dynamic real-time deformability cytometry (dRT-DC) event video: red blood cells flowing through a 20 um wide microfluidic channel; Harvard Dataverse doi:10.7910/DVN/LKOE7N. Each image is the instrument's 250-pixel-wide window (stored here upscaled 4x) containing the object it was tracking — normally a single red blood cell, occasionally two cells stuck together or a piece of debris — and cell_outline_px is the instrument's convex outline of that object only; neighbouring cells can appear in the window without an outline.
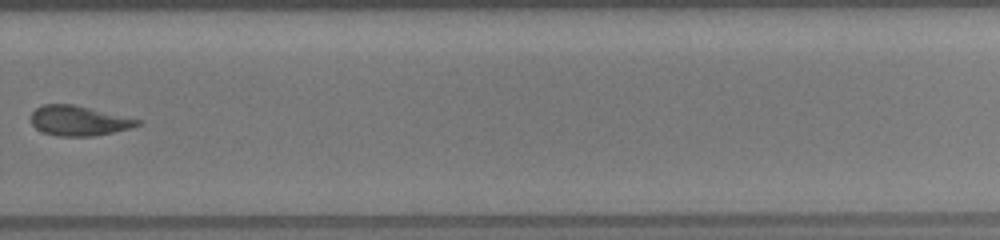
{"species": "common noctule bat (a hibernating species)", "species_latin": "Nyctalus noctula", "temperature_condition": "room temperature", "stored_images_in_passage": 27, "camera_frame_rate_fps": 3000, "um_per_image_px": 0.085, "animal": {"sex": "female", "body_mass_g": 19.5, "forearm_length_mm": 54.1}, "frame": {"image": 1, "passage_image": 16, "time_ms": 7.0, "image_size_px": [1000, 240], "cell_outline_px": [[144, 124], [112, 132], [92, 136], [56, 136], [44, 132], [36, 128], [32, 124], [32, 112], [36, 108], [44, 104], [72, 104], [144, 120]], "centroid_in_image_um": [6.73, 10.26], "position_along_channel_um": 323.1, "area_um2": 18.5}}
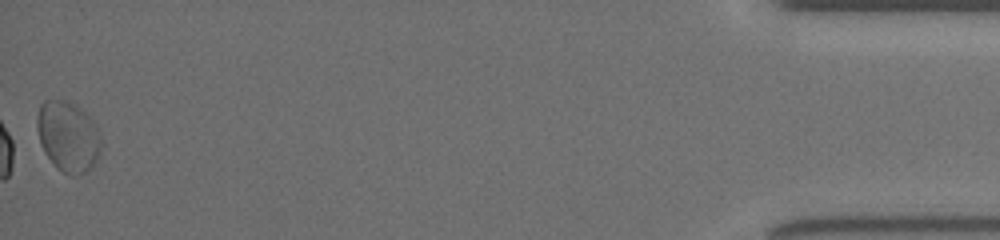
{"frame": {"image": 2, "passage_image": 26, "time_ms": 11.667, "image_size_px": [1000, 240], "cell_outline_px": [[104, 144], [96, 160], [84, 172], [76, 176], [72, 176], [56, 168], [44, 152], [40, 144], [36, 128], [36, 116], [40, 104], [44, 100], [68, 100], [80, 108], [92, 120]], "centroid_in_image_um": [5.76, 11.59], "position_along_channel_um": 429.4, "area_um2": 26.47}}